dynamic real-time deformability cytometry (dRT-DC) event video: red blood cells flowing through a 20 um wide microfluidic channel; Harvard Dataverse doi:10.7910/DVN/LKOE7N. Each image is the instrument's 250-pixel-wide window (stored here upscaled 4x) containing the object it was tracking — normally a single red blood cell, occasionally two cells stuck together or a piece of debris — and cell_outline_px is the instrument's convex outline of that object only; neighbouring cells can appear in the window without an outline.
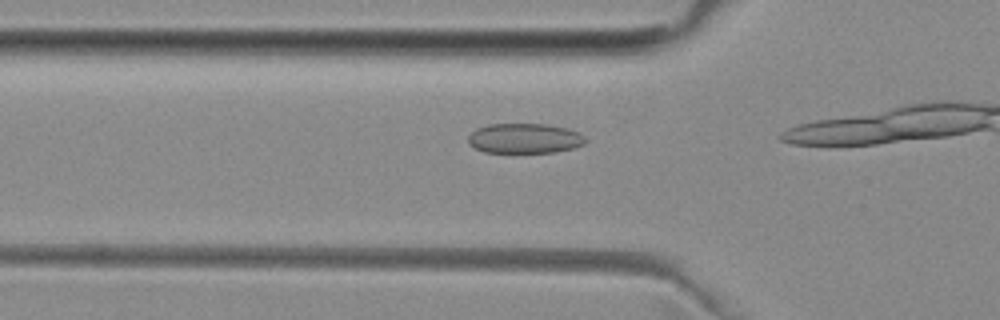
{"species": "common noctule bat (a hibernating species)", "species_latin": "Nyctalus noctula", "temperature_condition": "room temperature", "stored_images_in_passage": 15, "camera_frame_rate_fps": 3000, "um_per_image_px": 0.085, "animal": {"sex": "female", "body_mass_g": 29.2, "forearm_length_mm": 56.3}, "frame": {"image": 1, "passage_image": 11, "time_ms": 3.333, "image_size_px": [1000, 320], "cell_outline_px": [[588, 140], [584, 144], [572, 148], [552, 152], [484, 152], [468, 144], [468, 136], [476, 128], [488, 124], [544, 124], [568, 128], [584, 136]], "centroid_in_image_um": [44.57, 11.75], "position_along_channel_um": 81.2, "area_um2": 20.4}}